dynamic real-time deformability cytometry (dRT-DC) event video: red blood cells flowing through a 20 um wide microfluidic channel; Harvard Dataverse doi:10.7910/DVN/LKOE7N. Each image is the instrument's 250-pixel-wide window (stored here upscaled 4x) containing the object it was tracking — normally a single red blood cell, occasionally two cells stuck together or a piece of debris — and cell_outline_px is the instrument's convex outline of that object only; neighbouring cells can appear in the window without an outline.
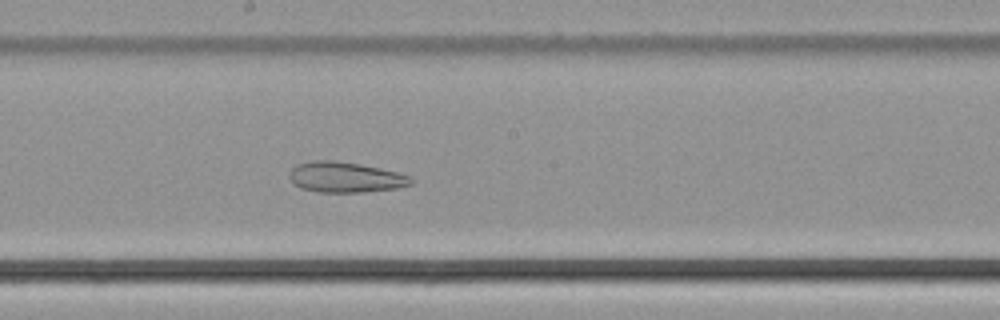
{"species": "common noctule bat (a hibernating species)", "species_latin": "Nyctalus noctula", "temperature_condition": "cold", "stored_images_in_passage": 38, "segment_of_instrument_passage": [1, 2], "camera_frame_rate_fps": 3000, "um_per_image_px": 0.085, "animal": {"sex": "male", "body_mass_g": 21.5, "forearm_length_mm": 52.0}, "frame": {"image": 1, "passage_image": 14, "time_ms": 4.333, "image_size_px": [1000, 320], "cell_outline_px": [[416, 180], [412, 184], [396, 188], [364, 192], [320, 192], [300, 188], [292, 184], [288, 176], [292, 168], [296, 164], [312, 160], [332, 160], [360, 164], [380, 168], [396, 172], [408, 176]], "centroid_in_image_um": [29.32, 15.06], "position_along_channel_um": 218.9, "area_um2": 21.73}}
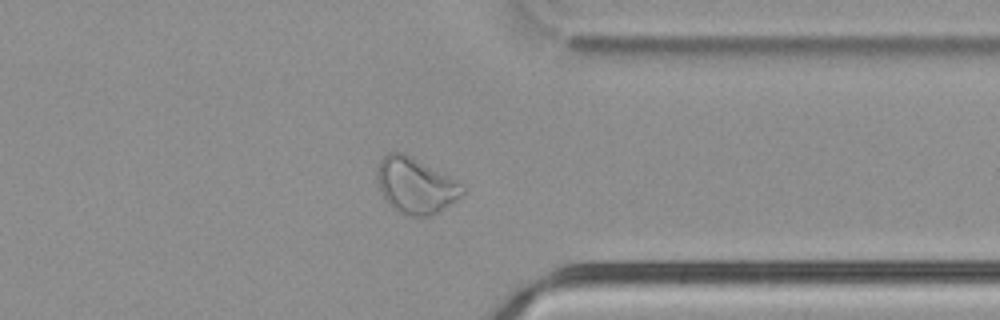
{"frame": {"image": 2, "passage_image": 26, "time_ms": 8.333, "image_size_px": [1000, 320], "cell_outline_px": [[468, 188], [456, 200], [432, 216], [404, 216], [392, 208], [388, 204], [380, 192], [376, 176], [376, 168], [380, 160], [388, 152], [404, 152], [412, 156], [464, 184]], "centroid_in_image_um": [35.31, 15.77], "position_along_channel_um": 376.1, "area_um2": 28.21}}
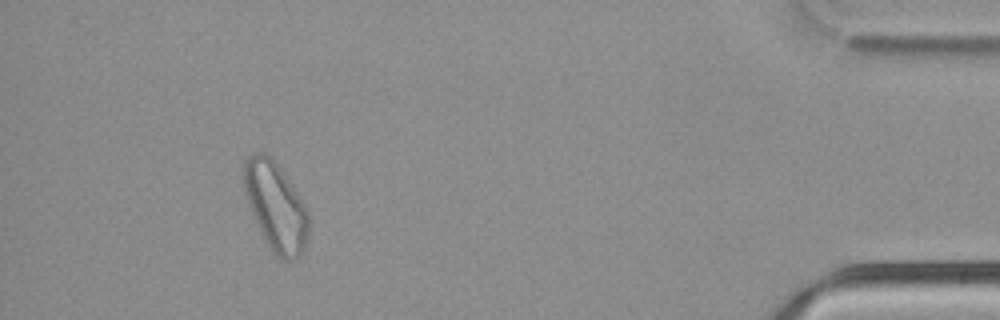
{"frame": {"image": 3, "passage_image": 33, "time_ms": 10.667, "image_size_px": [1000, 320], "cell_outline_px": [[308, 232], [300, 256], [292, 260], [284, 260], [276, 256], [272, 252], [248, 204], [244, 192], [244, 160], [252, 152], [260, 152], [268, 156], [280, 168], [292, 184], [300, 196], [308, 212]], "centroid_in_image_um": [23.43, 17.53], "position_along_channel_um": 411.8, "area_um2": 32.77}}